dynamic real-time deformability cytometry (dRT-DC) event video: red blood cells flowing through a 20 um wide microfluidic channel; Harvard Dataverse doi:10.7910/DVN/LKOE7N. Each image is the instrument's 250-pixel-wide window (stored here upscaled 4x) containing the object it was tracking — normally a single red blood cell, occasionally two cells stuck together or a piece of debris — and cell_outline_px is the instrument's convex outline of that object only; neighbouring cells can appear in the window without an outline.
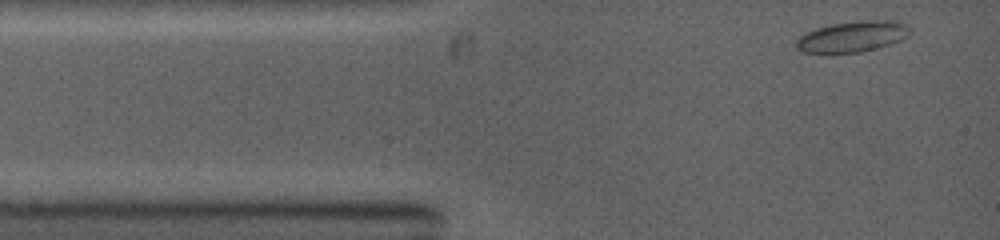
{"species": "common noctule bat (a hibernating species)", "species_latin": "Nyctalus noctula", "temperature_condition": "warm", "stored_images_in_passage": 8, "camera_frame_rate_fps": 5000, "um_per_image_px": 0.085, "animal": {"sex": "female", "body_mass_g": 19.0, "forearm_length_mm": 53.3}, "frame": {"image": 1, "passage_image": 1, "time_ms": 0.0, "image_size_px": [1000, 240], "cell_outline_px": [[908, 36], [900, 40], [888, 44], [860, 52], [804, 52], [796, 48], [796, 40], [800, 36], [816, 28], [832, 24], [872, 20], [888, 20], [904, 24], [908, 28]], "centroid_in_image_um": [72.42, 3.11], "position_along_channel_um": 12.6, "area_um2": 19.71}}
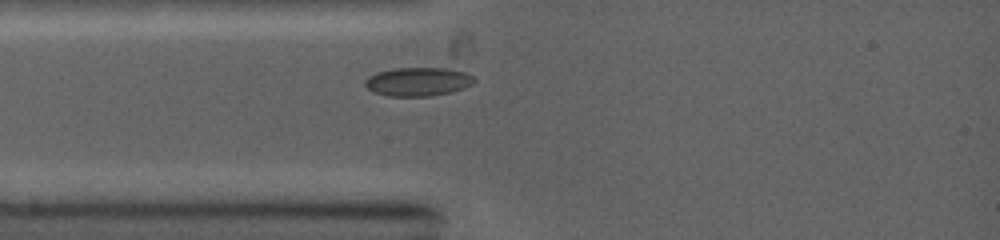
{"frame": {"image": 2, "passage_image": 6, "time_ms": 1.8, "image_size_px": [1000, 240], "cell_outline_px": [[476, 80], [472, 84], [464, 88], [448, 92], [428, 96], [388, 96], [372, 92], [364, 84], [364, 80], [368, 76], [376, 72], [392, 68], [448, 68], [464, 72], [472, 76]], "centroid_in_image_um": [35.48, 6.93], "position_along_channel_um": 49.5, "area_um2": 18.26}}